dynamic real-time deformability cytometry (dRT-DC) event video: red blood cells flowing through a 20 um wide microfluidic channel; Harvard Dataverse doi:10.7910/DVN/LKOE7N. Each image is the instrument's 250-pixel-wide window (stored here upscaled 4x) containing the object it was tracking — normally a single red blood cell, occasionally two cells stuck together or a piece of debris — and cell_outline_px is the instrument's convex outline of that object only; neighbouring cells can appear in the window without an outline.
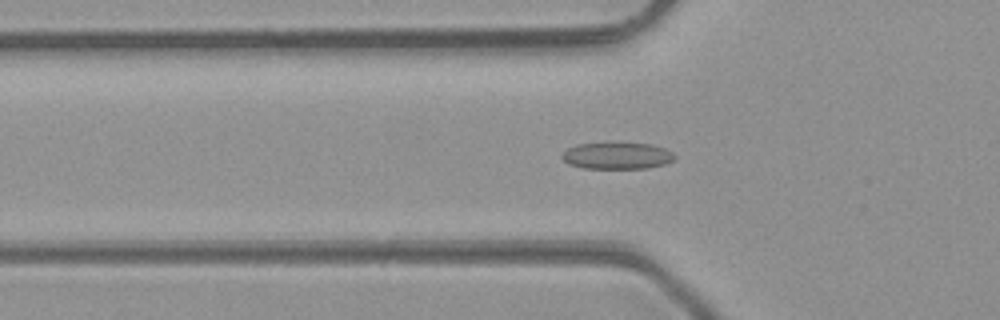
{"species": "common noctule bat (a hibernating species)", "species_latin": "Nyctalus noctula", "temperature_condition": "room temperature", "stored_images_in_passage": 38, "camera_frame_rate_fps": 3000, "um_per_image_px": 0.085, "animal": {"sex": "male", "body_mass_g": 23.1, "forearm_length_mm": 52.7}, "frame": {"image": 1, "passage_image": 6, "time_ms": 1.667, "image_size_px": [1000, 320], "cell_outline_px": [[676, 156], [672, 160], [664, 164], [648, 168], [584, 168], [568, 164], [560, 156], [568, 148], [576, 144], [652, 144], [664, 148], [672, 152]], "centroid_in_image_um": [52.44, 13.25], "position_along_channel_um": 73.4, "area_um2": 17.17}}
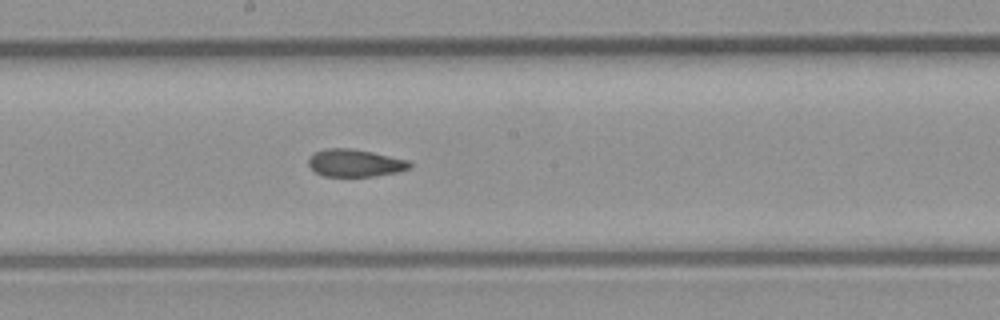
{"frame": {"image": 2, "passage_image": 16, "time_ms": 5.0, "image_size_px": [1000, 320], "cell_outline_px": [[412, 164], [408, 168], [396, 172], [376, 176], [324, 176], [316, 172], [308, 164], [308, 156], [324, 148], [348, 148], [372, 152], [408, 160]], "centroid_in_image_um": [30.14, 13.85], "position_along_channel_um": 218.1, "area_um2": 16.07}}
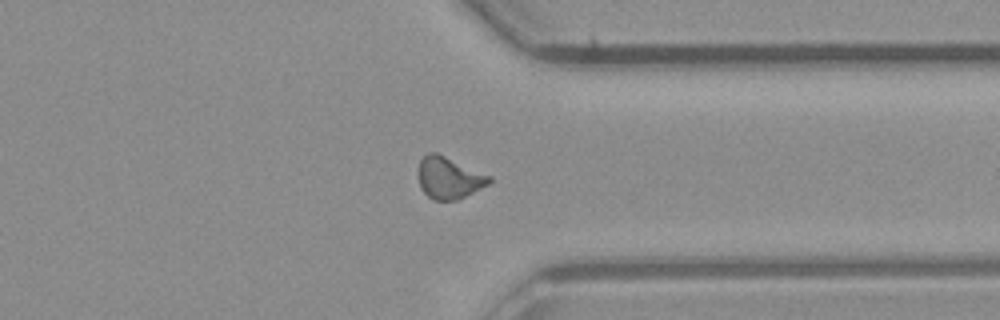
{"frame": {"image": 3, "passage_image": 27, "time_ms": 8.667, "image_size_px": [1000, 320], "cell_outline_px": [[492, 180], [488, 184], [456, 200], [432, 200], [420, 188], [420, 160], [428, 152], [436, 152], [492, 176]], "centroid_in_image_um": [38.17, 15.11], "position_along_channel_um": 373.2, "area_um2": 16.99}, "authors_computed_cell_mechanics": {"area_um2": 16.6753, "velocity_mm_per_s": 4.304, "shape_relaxation_time_tau1_ms": 6.8418, "shape_relaxation_time_tau2_ms": 1.4813, "deformation_change_tau1": 0.1463, "deformation_change_tau2": 0.0889}}